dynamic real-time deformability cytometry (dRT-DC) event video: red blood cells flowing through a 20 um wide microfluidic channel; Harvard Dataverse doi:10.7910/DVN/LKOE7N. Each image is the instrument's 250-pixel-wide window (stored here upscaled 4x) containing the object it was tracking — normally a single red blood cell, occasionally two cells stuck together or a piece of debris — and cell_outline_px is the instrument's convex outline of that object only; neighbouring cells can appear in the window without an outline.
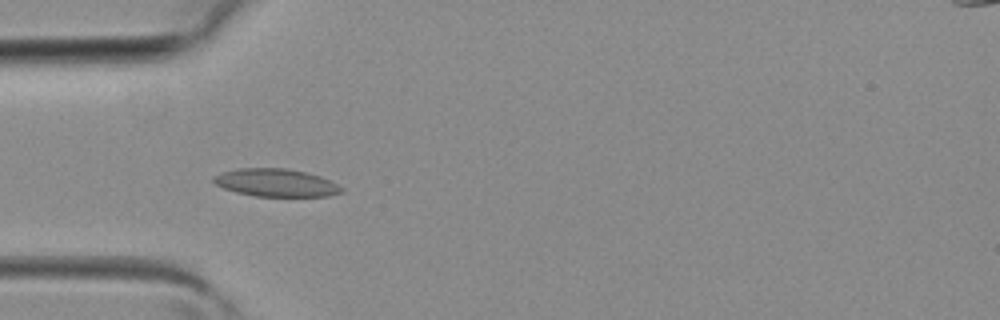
{"species": "common noctule bat (a hibernating species)", "species_latin": "Nyctalus noctula", "temperature_condition": "room temperature", "stored_images_in_passage": 4, "camera_frame_rate_fps": 3000, "um_per_image_px": 0.085, "animal": {"sex": "female", "body_mass_g": 19.3, "forearm_length_mm": 54.1}, "frame": {"image": 1, "passage_image": 4, "time_ms": 1.0, "image_size_px": [1000, 320], "cell_outline_px": [[344, 192], [328, 196], [256, 196], [236, 192], [224, 188], [216, 184], [212, 180], [212, 176], [236, 168], [288, 168], [320, 176], [344, 188]], "centroid_in_image_um": [23.45, 15.53], "position_along_channel_um": 61.5, "area_um2": 20.63}}